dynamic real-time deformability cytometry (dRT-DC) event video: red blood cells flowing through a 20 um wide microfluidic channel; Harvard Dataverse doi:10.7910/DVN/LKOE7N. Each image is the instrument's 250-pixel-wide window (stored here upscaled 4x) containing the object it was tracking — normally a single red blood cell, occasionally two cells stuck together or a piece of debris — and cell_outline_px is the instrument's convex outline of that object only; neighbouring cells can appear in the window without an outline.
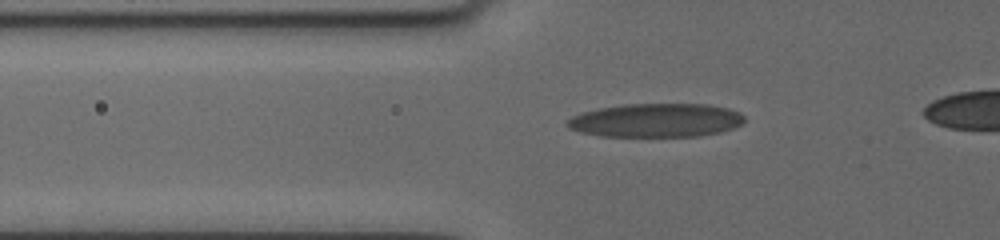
{"species": "human", "species_latin": "Homo sapiens", "temperature_condition": "cold", "stored_images_in_passage": 4, "camera_frame_rate_fps": 3000, "um_per_image_px": 0.085, "donor": {"sex": "female"}, "frame": {"image": 1, "passage_image": 2, "time_ms": 0.667, "image_size_px": [1000, 240], "cell_outline_px": [[744, 120], [740, 124], [732, 128], [720, 132], [696, 136], [600, 136], [580, 132], [568, 128], [564, 124], [572, 116], [580, 112], [600, 108], [624, 104], [708, 104], [728, 108], [740, 112], [744, 116]], "centroid_in_image_um": [55.73, 10.22], "position_along_channel_um": 70.1, "area_um2": 34.85}}
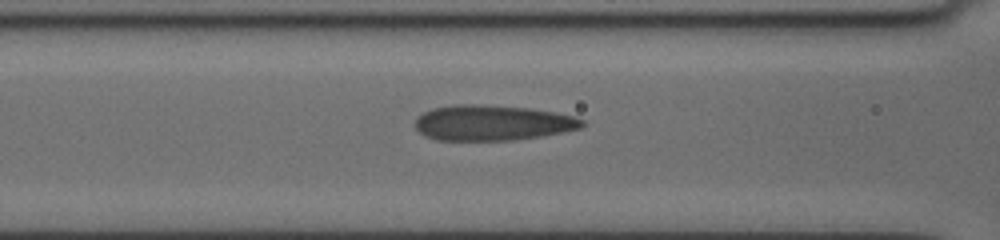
{"frame": {"image": 2, "passage_image": 4, "time_ms": 2.333, "image_size_px": [1000, 240], "cell_outline_px": [[584, 124], [580, 128], [540, 136], [512, 140], [436, 140], [424, 136], [416, 128], [416, 116], [432, 108], [452, 104], [476, 104], [528, 108], [556, 112], [572, 116], [584, 120]], "centroid_in_image_um": [41.8, 10.43], "position_along_channel_um": 124.8, "area_um2": 34.39}}